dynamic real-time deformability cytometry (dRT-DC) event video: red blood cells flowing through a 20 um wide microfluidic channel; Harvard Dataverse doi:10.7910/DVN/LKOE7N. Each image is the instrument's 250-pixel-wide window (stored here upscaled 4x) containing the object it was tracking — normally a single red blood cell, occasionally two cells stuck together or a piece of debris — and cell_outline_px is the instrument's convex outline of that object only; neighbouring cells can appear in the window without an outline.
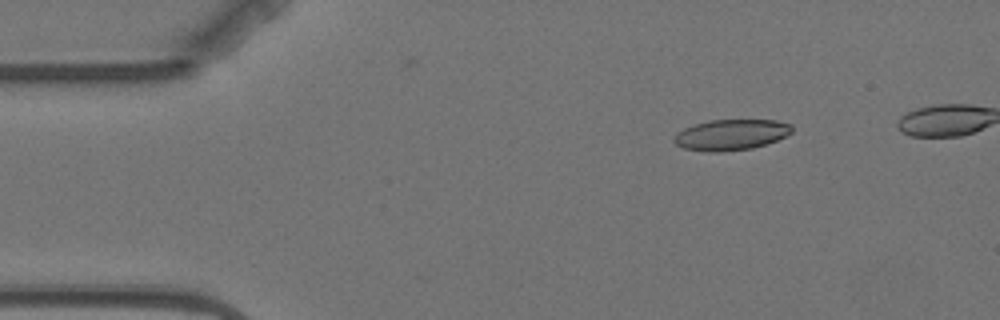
{"species": "Egyptian fruit bat (a non-hibernating species)", "species_latin": "Rousettus aegyptiacus", "temperature_condition": "warm", "stored_images_in_passage": 5, "camera_frame_rate_fps": 3000, "um_per_image_px": 0.085, "animal": {"sex": "female"}, "frame": {"image": 1, "passage_image": 2, "time_ms": 1.333, "image_size_px": [1000, 320], "cell_outline_px": [[792, 132], [776, 140], [752, 148], [720, 152], [708, 152], [684, 148], [676, 144], [672, 140], [676, 132], [684, 128], [708, 120], [776, 120], [792, 124]], "centroid_in_image_um": [62.11, 11.45], "position_along_channel_um": 22.9, "area_um2": 21.1}}